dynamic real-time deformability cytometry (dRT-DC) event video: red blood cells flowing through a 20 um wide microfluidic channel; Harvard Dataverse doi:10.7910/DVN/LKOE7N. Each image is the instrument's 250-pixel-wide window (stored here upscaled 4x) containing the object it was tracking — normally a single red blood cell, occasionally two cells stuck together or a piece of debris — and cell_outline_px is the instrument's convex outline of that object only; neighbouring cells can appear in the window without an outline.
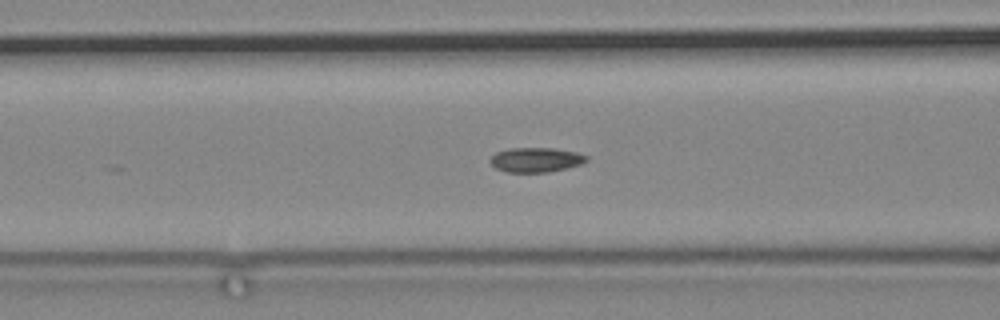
{"species": "common noctule bat (a hibernating species)", "species_latin": "Nyctalus noctula", "temperature_condition": "cold", "stored_images_in_passage": 86, "camera_frame_rate_fps": 3000, "um_per_image_px": 0.085, "animal": {"sex": "male", "body_mass_g": 19.2, "forearm_length_mm": 51.8}, "frame": {"image": 1, "passage_image": 48, "time_ms": 15.667, "image_size_px": [1000, 320], "cell_outline_px": [[588, 160], [580, 164], [568, 168], [548, 172], [508, 172], [496, 168], [488, 160], [496, 152], [508, 148], [552, 148], [576, 152], [588, 156]], "centroid_in_image_um": [45.55, 13.58], "position_along_channel_um": 121.1, "area_um2": 13.81}}
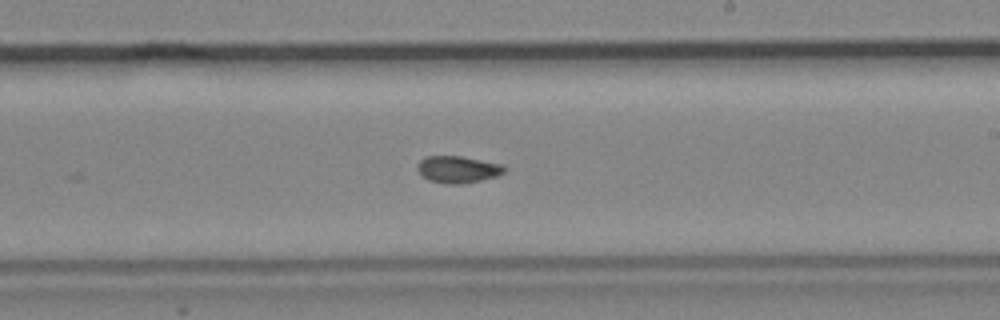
{"frame": {"image": 2, "passage_image": 60, "time_ms": 19.667, "image_size_px": [1000, 320], "cell_outline_px": [[508, 168], [504, 172], [496, 176], [480, 180], [460, 184], [444, 184], [428, 180], [416, 168], [420, 160], [424, 156], [460, 156], [504, 164]], "centroid_in_image_um": [38.93, 14.39], "position_along_channel_um": 250.1, "area_um2": 13.7}}
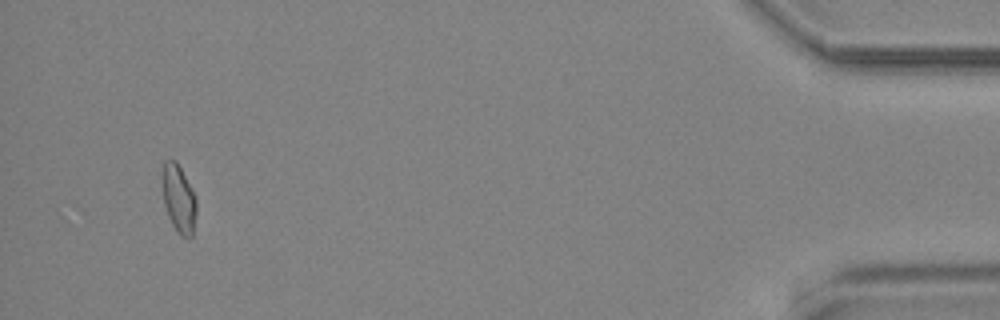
{"frame": {"image": 3, "passage_image": 83, "time_ms": 27.333, "image_size_px": [1000, 320], "cell_outline_px": [[196, 212], [192, 236], [188, 240], [180, 236], [176, 232], [168, 216], [164, 204], [160, 176], [164, 160], [176, 160], [192, 188], [196, 200]], "centroid_in_image_um": [15.16, 16.89], "position_along_channel_um": 420.0, "area_um2": 13.93}}